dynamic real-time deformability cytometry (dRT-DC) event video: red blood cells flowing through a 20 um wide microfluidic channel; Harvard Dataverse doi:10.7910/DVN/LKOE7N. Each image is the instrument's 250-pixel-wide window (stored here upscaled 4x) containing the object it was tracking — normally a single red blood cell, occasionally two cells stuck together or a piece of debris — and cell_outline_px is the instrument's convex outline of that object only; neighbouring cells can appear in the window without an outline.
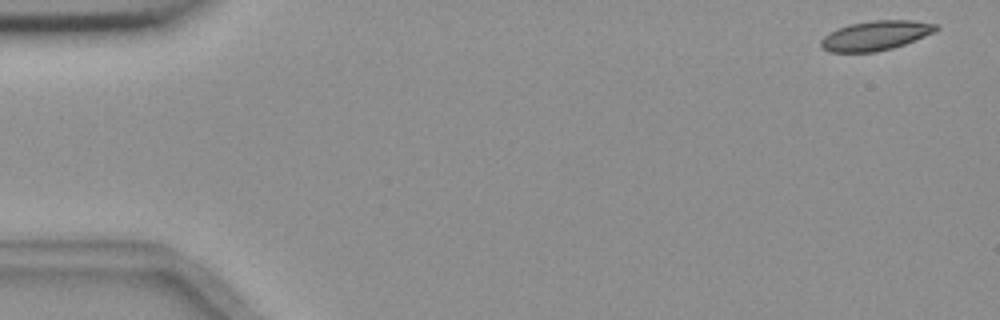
{"species": "common noctule bat (a hibernating species)", "species_latin": "Nyctalus noctula", "temperature_condition": "room temperature", "stored_images_in_passage": 5, "camera_frame_rate_fps": 3000, "um_per_image_px": 0.085, "animal": {"sex": "female", "body_mass_g": 18.4}, "frame": {"image": 1, "passage_image": 1, "time_ms": 0.0, "image_size_px": [1000, 320], "cell_outline_px": [[940, 28], [936, 32], [904, 44], [892, 48], [876, 52], [828, 52], [820, 48], [820, 40], [824, 36], [836, 28], [852, 24], [876, 20], [912, 20], [936, 24]], "centroid_in_image_um": [74.42, 3.03], "position_along_channel_um": 10.6, "area_um2": 19.88}}
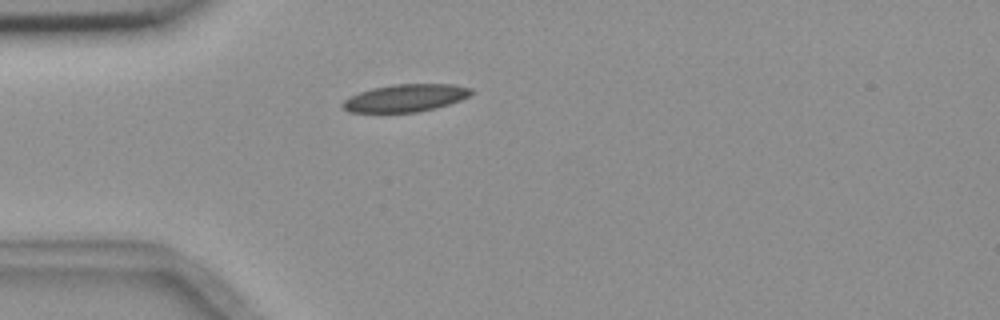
{"frame": {"image": 2, "passage_image": 4, "time_ms": 4.333, "image_size_px": [1000, 320], "cell_outline_px": [[472, 92], [468, 96], [460, 100], [436, 108], [416, 112], [348, 112], [340, 104], [348, 96], [372, 88], [392, 84], [452, 84], [472, 88]], "centroid_in_image_um": [34.43, 8.32], "position_along_channel_um": 50.6, "area_um2": 20.58}}